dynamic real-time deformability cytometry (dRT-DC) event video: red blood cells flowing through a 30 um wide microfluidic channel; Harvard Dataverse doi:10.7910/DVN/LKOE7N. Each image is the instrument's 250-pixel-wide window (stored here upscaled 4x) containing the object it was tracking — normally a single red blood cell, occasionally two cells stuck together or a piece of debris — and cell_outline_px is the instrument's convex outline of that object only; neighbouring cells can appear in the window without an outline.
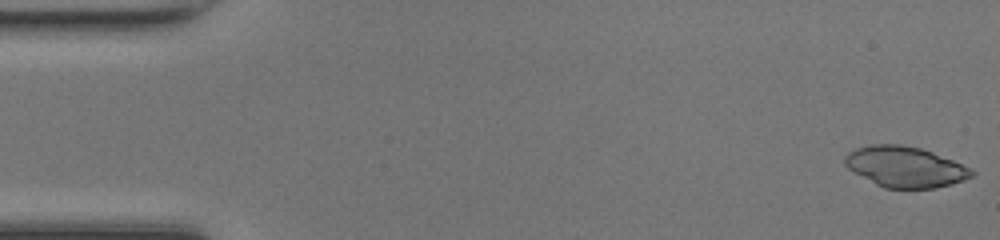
{"species": "common noctule bat (a hibernating species)", "species_latin": "Nyctalus noctula", "temperature_condition": "room temperature", "stored_images_in_passage": 48, "camera_frame_rate_fps": 3000, "um_per_image_px": 0.085, "animal": {"sex": "female", "body_mass_g": 17.0, "forearm_length_mm": 48.0}, "frame": {"image": 1, "passage_image": 1, "time_ms": 0.0, "image_size_px": [1000, 240], "cell_outline_px": [[976, 172], [972, 176], [964, 180], [952, 184], [932, 188], [884, 188], [876, 184], [848, 168], [844, 164], [844, 156], [848, 152], [856, 148], [872, 144], [900, 144], [920, 148], [932, 152], [952, 160]], "centroid_in_image_um": [76.91, 14.17], "position_along_channel_um": 8.1, "area_um2": 29.77}}
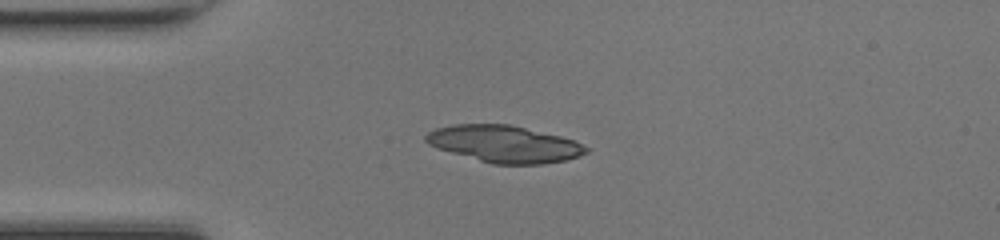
{"frame": {"image": 2, "passage_image": 12, "time_ms": 3.667, "image_size_px": [1000, 240], "cell_outline_px": [[588, 152], [564, 160], [544, 164], [492, 164], [452, 152], [428, 144], [424, 140], [424, 136], [428, 132], [436, 128], [452, 124], [508, 124], [560, 136], [572, 140], [588, 148]], "centroid_in_image_um": [42.83, 12.23], "position_along_channel_um": 42.2, "area_um2": 33.93}}